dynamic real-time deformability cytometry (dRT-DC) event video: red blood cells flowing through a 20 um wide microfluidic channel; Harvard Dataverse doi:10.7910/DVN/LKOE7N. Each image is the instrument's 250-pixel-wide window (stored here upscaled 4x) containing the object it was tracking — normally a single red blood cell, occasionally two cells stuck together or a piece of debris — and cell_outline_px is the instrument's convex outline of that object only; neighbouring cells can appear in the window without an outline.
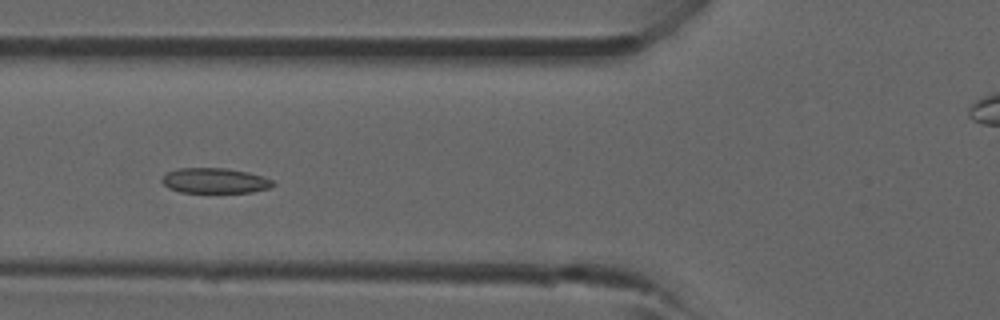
{"species": "common noctule bat (a hibernating species)", "species_latin": "Nyctalus noctula", "temperature_condition": "room temperature", "stored_images_in_passage": 5, "camera_frame_rate_fps": 3000, "um_per_image_px": 0.085, "animal": {"sex": "male", "forearm_length_mm": 52.5}, "frame": {"image": 1, "passage_image": 4, "time_ms": 3.333, "image_size_px": [1000, 320], "cell_outline_px": [[276, 184], [268, 188], [252, 192], [180, 192], [168, 188], [160, 180], [164, 172], [176, 168], [228, 168], [248, 172], [264, 176], [272, 180]], "centroid_in_image_um": [18.22, 15.34], "position_along_channel_um": 107.6, "area_um2": 16.53}}